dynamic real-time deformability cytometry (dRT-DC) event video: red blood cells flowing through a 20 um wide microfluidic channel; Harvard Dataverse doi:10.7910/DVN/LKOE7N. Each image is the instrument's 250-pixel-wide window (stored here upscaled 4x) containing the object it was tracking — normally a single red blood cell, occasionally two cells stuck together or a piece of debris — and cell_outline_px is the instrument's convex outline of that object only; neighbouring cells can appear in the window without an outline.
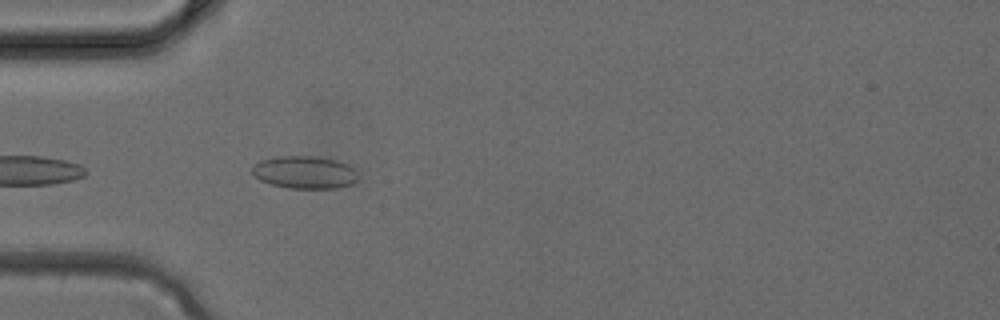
{"species": "common noctule bat (a hibernating species)", "species_latin": "Nyctalus noctula", "temperature_condition": "cold", "stored_images_in_passage": 3, "camera_frame_rate_fps": 3000, "um_per_image_px": 0.085, "animal": {"sex": "female", "body_mass_g": 24.6, "forearm_length_mm": 56.2}, "frame": {"image": 1, "passage_image": 3, "time_ms": 0.667, "image_size_px": [1000, 320], "cell_outline_px": [[360, 180], [352, 184], [336, 188], [288, 188], [272, 184], [260, 180], [252, 172], [252, 168], [260, 160], [276, 156], [316, 156], [336, 160], [348, 164], [352, 168]], "centroid_in_image_um": [25.92, 14.64], "position_along_channel_um": 59.1, "area_um2": 20.11}}